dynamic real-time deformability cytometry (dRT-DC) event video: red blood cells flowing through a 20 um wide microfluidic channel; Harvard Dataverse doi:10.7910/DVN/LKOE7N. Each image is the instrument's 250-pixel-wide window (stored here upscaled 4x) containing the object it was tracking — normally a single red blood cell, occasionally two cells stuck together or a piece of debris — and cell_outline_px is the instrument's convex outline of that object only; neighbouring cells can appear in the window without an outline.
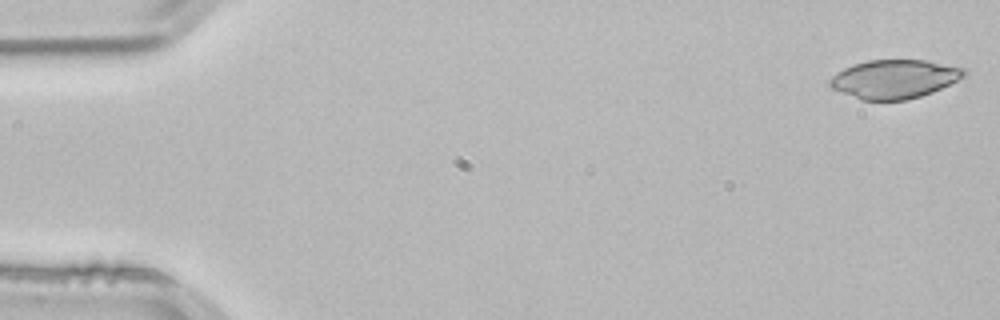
{"species": "common noctule bat (a hibernating species)", "species_latin": "Nyctalus noctula", "temperature_condition": "room temperature", "stored_images_in_passage": 52, "camera_frame_rate_fps": 3000, "um_per_image_px": 0.085, "animal": {"sex": "male", "body_mass_g": 21.5, "forearm_length_mm": 52.0}, "frame": {"image": 1, "passage_image": 1, "time_ms": 0.0, "image_size_px": [1000, 320], "cell_outline_px": [[968, 72], [964, 76], [932, 92], [908, 100], [860, 100], [832, 88], [828, 84], [828, 80], [836, 72], [844, 68], [868, 60], [928, 60], [964, 68]], "centroid_in_image_um": [76.0, 6.72], "position_along_channel_um": 9.0, "area_um2": 30.17}}
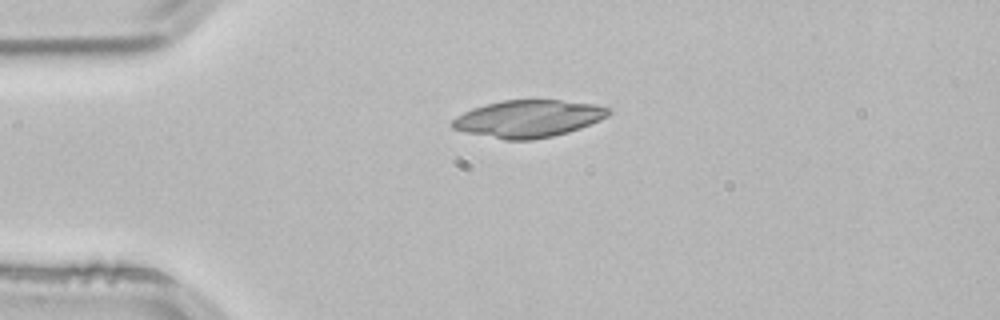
{"frame": {"image": 2, "passage_image": 12, "time_ms": 3.667, "image_size_px": [1000, 320], "cell_outline_px": [[612, 112], [608, 116], [600, 120], [580, 128], [568, 132], [552, 136], [532, 140], [504, 140], [464, 132], [452, 128], [452, 120], [456, 116], [472, 108], [504, 100], [560, 100], [592, 104], [608, 108]], "centroid_in_image_um": [44.89, 10.1], "position_along_channel_um": 40.1, "area_um2": 33.76}}
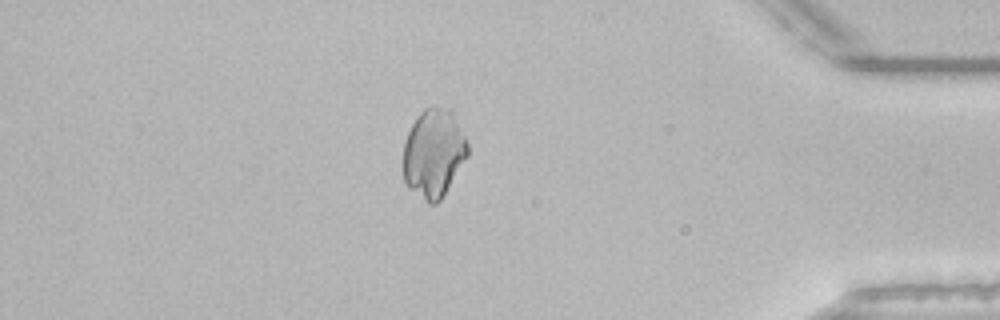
{"frame": {"image": 3, "passage_image": 45, "time_ms": 14.667, "image_size_px": [1000, 320], "cell_outline_px": [[468, 156], [440, 200], [436, 204], [428, 204], [408, 188], [404, 184], [404, 140], [416, 116], [424, 108], [432, 104], [452, 108], [468, 144]], "centroid_in_image_um": [36.86, 12.98], "position_along_channel_um": 398.3, "area_um2": 33.76}}